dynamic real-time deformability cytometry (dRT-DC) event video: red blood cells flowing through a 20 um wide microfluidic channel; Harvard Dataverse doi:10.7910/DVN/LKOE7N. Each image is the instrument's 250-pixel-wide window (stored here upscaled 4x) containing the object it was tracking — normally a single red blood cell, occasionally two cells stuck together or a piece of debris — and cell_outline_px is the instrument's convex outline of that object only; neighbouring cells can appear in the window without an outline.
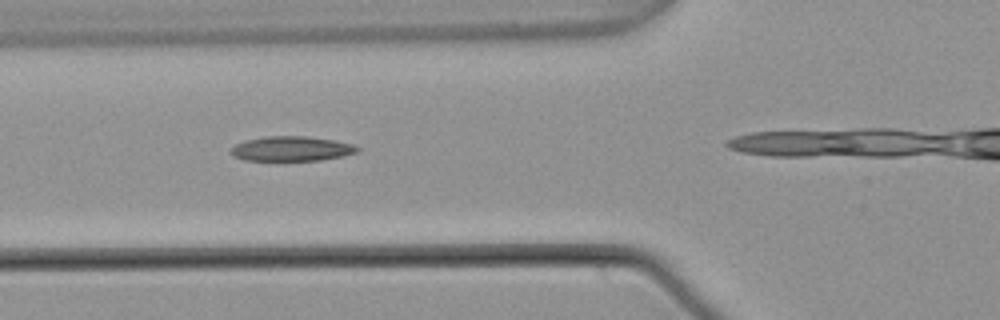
{"species": "common noctule bat (a hibernating species)", "species_latin": "Nyctalus noctula", "temperature_condition": "warm", "stored_images_in_passage": 6, "camera_frame_rate_fps": 3000, "um_per_image_px": 0.085, "animal": {"sex": "male", "body_mass_g": 21.5, "forearm_length_mm": 52.0}, "frame": {"image": 1, "passage_image": 2, "time_ms": 0.333, "image_size_px": [1000, 320], "cell_outline_px": [[360, 152], [344, 156], [320, 160], [244, 160], [232, 156], [228, 152], [236, 144], [244, 140], [264, 136], [304, 136], [336, 140], [352, 144], [360, 148]], "centroid_in_image_um": [24.78, 12.64], "position_along_channel_um": 101.0, "area_um2": 18.44}}